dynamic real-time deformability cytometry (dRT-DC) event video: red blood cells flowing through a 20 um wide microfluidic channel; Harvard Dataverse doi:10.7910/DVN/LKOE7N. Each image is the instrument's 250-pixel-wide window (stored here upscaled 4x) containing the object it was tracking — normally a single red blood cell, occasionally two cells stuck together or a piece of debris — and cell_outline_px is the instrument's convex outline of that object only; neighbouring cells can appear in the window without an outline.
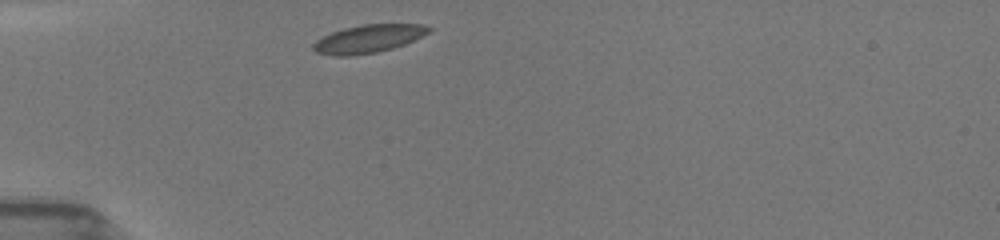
{"species": "common noctule bat (a hibernating species)", "species_latin": "Nyctalus noctula", "temperature_condition": "room temperature", "stored_images_in_passage": 32, "camera_frame_rate_fps": 3000, "um_per_image_px": 0.085, "animal": {"sex": "female", "body_mass_g": 19.5, "forearm_length_mm": 54.1}, "frame": {"image": 1, "passage_image": 1, "time_ms": 0.0, "image_size_px": [1000, 240], "cell_outline_px": [[432, 28], [428, 32], [404, 44], [392, 48], [376, 52], [352, 56], [332, 56], [316, 52], [312, 48], [312, 44], [316, 40], [332, 32], [344, 28], [364, 24], [424, 24]], "centroid_in_image_um": [31.27, 3.3], "position_along_channel_um": 53.7, "area_um2": 18.73}}
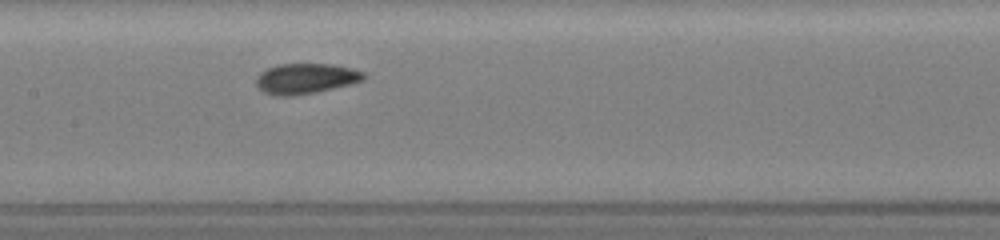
{"frame": {"image": 2, "passage_image": 12, "time_ms": 3.667, "image_size_px": [1000, 240], "cell_outline_px": [[368, 76], [364, 80], [352, 84], [316, 92], [296, 96], [272, 96], [264, 92], [256, 84], [256, 80], [260, 72], [268, 68], [280, 64], [332, 64], [352, 68], [364, 72]], "centroid_in_image_um": [26.02, 6.69], "position_along_channel_um": 181.4, "area_um2": 19.25}}
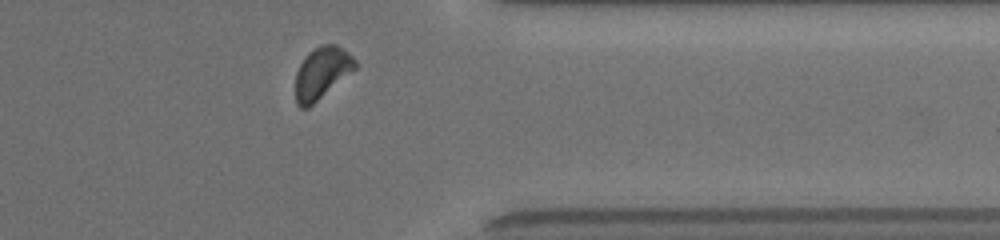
{"frame": {"image": 3, "passage_image": 28, "time_ms": 9.0, "image_size_px": [1000, 240], "cell_outline_px": [[356, 68], [308, 108], [300, 108], [296, 104], [296, 72], [304, 56], [308, 52], [320, 44], [336, 44], [348, 52], [356, 60]], "centroid_in_image_um": [27.34, 6.17], "position_along_channel_um": 384.1, "area_um2": 17.92}, "authors_computed_cell_mechanics": {"area_um2": 18.6116, "velocity_mm_per_s": 3.9208, "shape_relaxation_time_tau1_ms": 3.041, "shape_relaxation_time_tau2_ms": null, "deformation_change_tau1": 0.0826, "deformation_change_tau2": null}}